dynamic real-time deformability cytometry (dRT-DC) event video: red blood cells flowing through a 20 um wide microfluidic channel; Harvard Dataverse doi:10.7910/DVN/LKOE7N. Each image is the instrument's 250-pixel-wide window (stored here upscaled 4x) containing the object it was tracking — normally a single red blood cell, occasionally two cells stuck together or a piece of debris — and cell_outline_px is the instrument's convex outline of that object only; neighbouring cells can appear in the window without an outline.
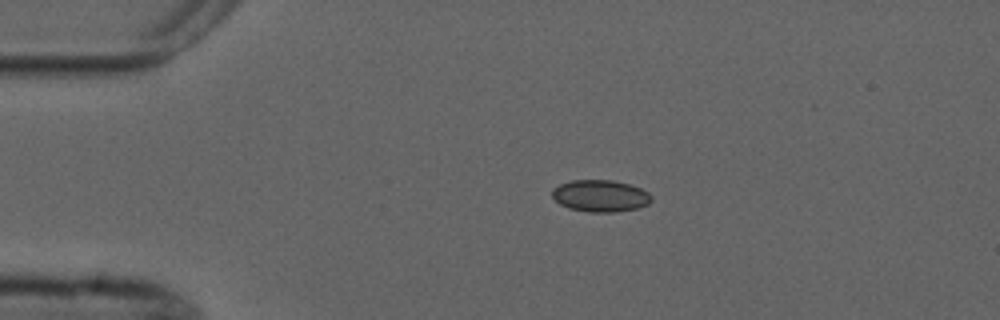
{"species": "common noctule bat (a hibernating species)", "species_latin": "Nyctalus noctula", "temperature_condition": "cold", "stored_images_in_passage": 5, "camera_frame_rate_fps": 3000, "um_per_image_px": 0.085, "animal": {"sex": "male", "forearm_length_mm": 52.5}, "frame": {"image": 1, "passage_image": 2, "time_ms": 1.333, "image_size_px": [1000, 320], "cell_outline_px": [[652, 200], [648, 204], [640, 208], [616, 212], [588, 212], [568, 208], [560, 204], [552, 196], [552, 188], [560, 184], [572, 180], [612, 180], [628, 184], [640, 188], [648, 192], [652, 196]], "centroid_in_image_um": [51.04, 16.65], "position_along_channel_um": 34.0, "area_um2": 18.55}}
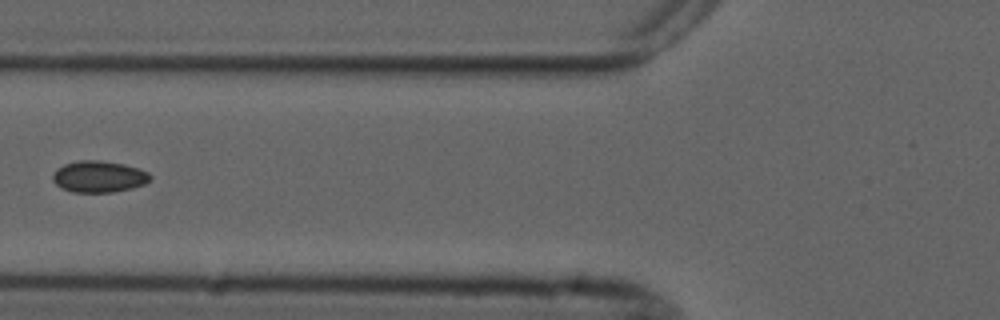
{"frame": {"image": 2, "passage_image": 4, "time_ms": 4.667, "image_size_px": [1000, 320], "cell_outline_px": [[152, 180], [144, 184], [132, 188], [112, 192], [72, 192], [60, 188], [52, 180], [52, 176], [56, 168], [64, 164], [80, 160], [100, 160], [124, 164], [148, 172], [152, 176]], "centroid_in_image_um": [8.39, 15.01], "position_along_channel_um": 117.4, "area_um2": 18.03}}
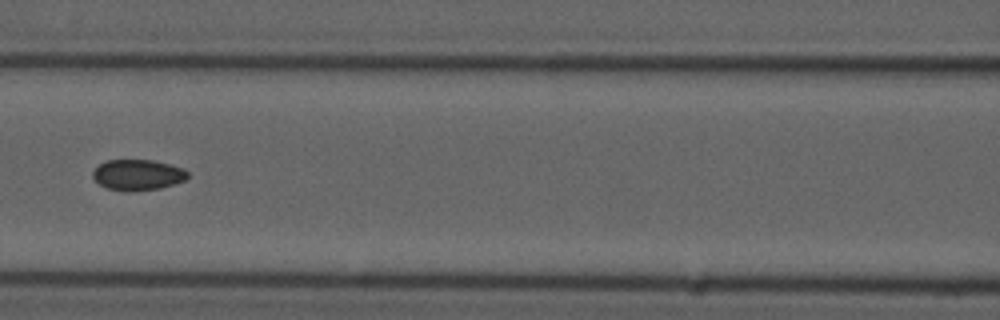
{"frame": {"image": 3, "passage_image": 5, "time_ms": 5.667, "image_size_px": [1000, 320], "cell_outline_px": [[188, 176], [184, 180], [160, 188], [128, 192], [108, 188], [100, 184], [92, 176], [92, 172], [100, 164], [108, 160], [152, 160], [184, 168], [188, 172]], "centroid_in_image_um": [11.71, 14.86], "position_along_channel_um": 154.9, "area_um2": 16.82}}